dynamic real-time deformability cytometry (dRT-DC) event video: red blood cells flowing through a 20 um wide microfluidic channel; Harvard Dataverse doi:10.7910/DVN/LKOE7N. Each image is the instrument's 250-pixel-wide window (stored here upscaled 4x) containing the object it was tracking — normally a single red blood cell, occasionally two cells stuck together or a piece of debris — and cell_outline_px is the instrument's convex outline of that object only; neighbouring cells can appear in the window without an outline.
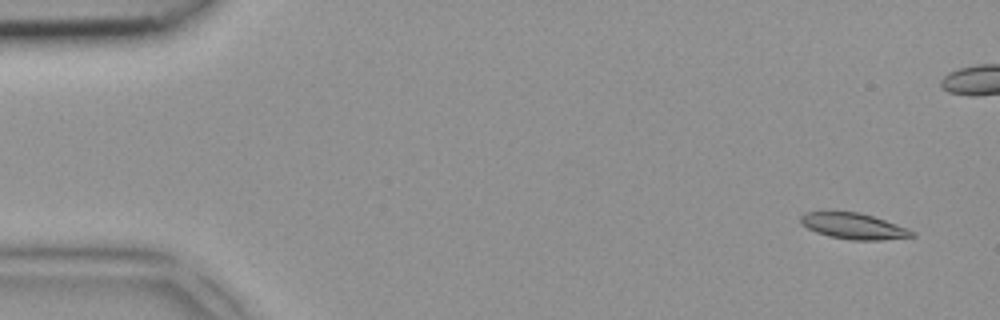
{"species": "common noctule bat (a hibernating species)", "species_latin": "Nyctalus noctula", "temperature_condition": "room temperature", "stored_images_in_passage": 5, "camera_frame_rate_fps": 3000, "um_per_image_px": 0.085, "animal": {"sex": "female", "body_mass_g": 18.4}, "frame": {"image": 1, "passage_image": 1, "time_ms": 0.0, "image_size_px": [1000, 320], "cell_outline_px": [[916, 236], [880, 240], [852, 240], [828, 236], [816, 232], [800, 224], [800, 216], [804, 212], [832, 208], [860, 212], [908, 228], [916, 232]], "centroid_in_image_um": [72.47, 19.16], "position_along_channel_um": 12.5, "area_um2": 17.63}}